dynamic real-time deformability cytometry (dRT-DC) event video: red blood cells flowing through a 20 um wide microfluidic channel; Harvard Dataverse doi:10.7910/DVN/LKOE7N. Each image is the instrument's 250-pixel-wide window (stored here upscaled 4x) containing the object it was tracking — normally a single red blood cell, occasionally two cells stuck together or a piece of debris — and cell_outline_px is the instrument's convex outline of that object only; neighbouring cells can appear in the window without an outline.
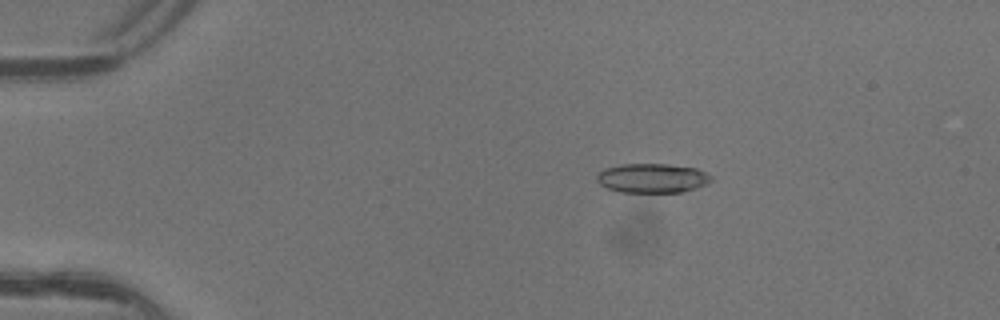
{"species": "common noctule bat (a hibernating species)", "species_latin": "Nyctalus noctula", "temperature_condition": "warm", "stored_images_in_passage": 4, "camera_frame_rate_fps": 3000, "um_per_image_px": 0.085, "animal": {"sex": "female"}, "frame": {"image": 1, "passage_image": 1, "time_ms": 0.0, "image_size_px": [1000, 320], "cell_outline_px": [[712, 180], [696, 188], [680, 192], [620, 192], [608, 188], [600, 184], [596, 180], [596, 176], [604, 168], [620, 164], [664, 164], [696, 168], [712, 176]], "centroid_in_image_um": [55.41, 15.14], "position_along_channel_um": 29.6, "area_um2": 19.42}}
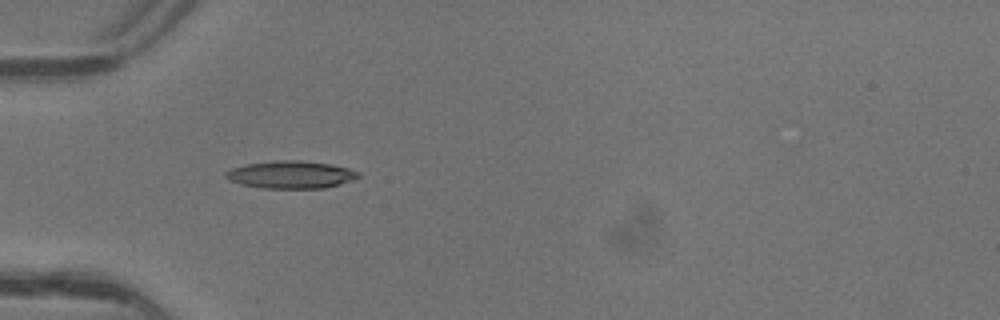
{"frame": {"image": 2, "passage_image": 3, "time_ms": 0.667, "image_size_px": [1000, 320], "cell_outline_px": [[360, 176], [352, 180], [340, 184], [324, 188], [264, 188], [240, 184], [228, 180], [224, 176], [224, 172], [232, 168], [248, 164], [276, 160], [300, 160], [328, 164], [348, 168], [360, 172]], "centroid_in_image_um": [24.71, 14.85], "position_along_channel_um": 60.3, "area_um2": 21.21}}
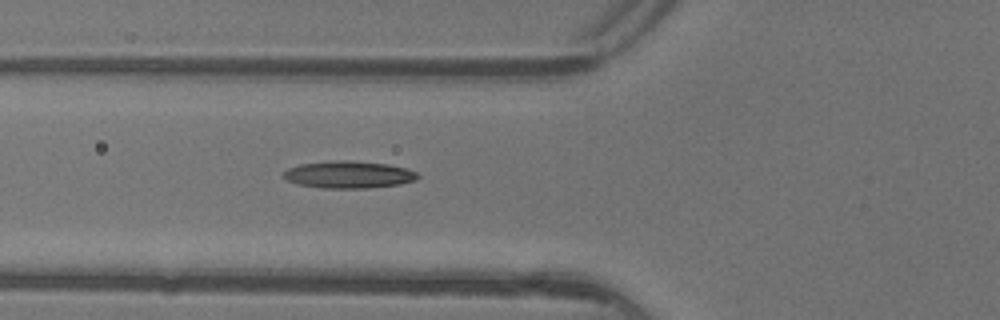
{"frame": {"image": 3, "passage_image": 4, "time_ms": 1.0, "image_size_px": [1000, 320], "cell_outline_px": [[420, 176], [416, 180], [400, 184], [368, 188], [324, 188], [296, 184], [288, 180], [284, 176], [284, 172], [288, 168], [300, 164], [336, 160], [348, 160], [388, 164], [408, 168], [416, 172]], "centroid_in_image_um": [29.67, 14.84], "position_along_channel_um": 96.1, "area_um2": 21.27}}